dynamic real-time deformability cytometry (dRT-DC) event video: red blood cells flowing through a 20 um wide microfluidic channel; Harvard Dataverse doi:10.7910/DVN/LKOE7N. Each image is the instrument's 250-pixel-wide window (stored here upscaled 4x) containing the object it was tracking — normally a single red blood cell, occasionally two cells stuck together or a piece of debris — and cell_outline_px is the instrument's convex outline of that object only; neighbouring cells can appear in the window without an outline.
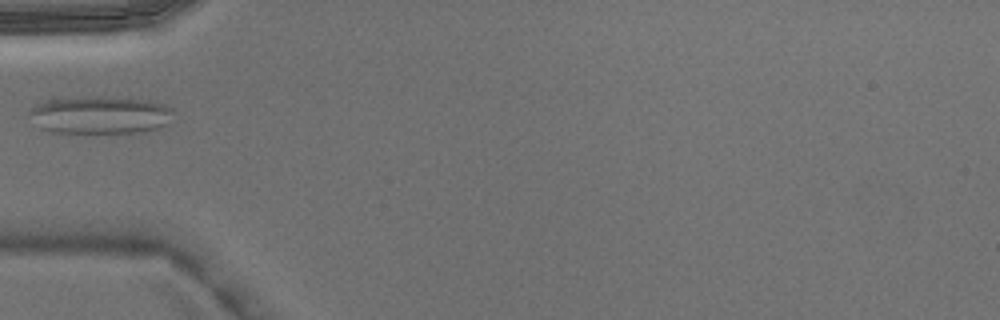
{"species": "Egyptian fruit bat (a non-hibernating species)", "species_latin": "Rousettus aegyptiacus", "temperature_condition": "warm", "stored_images_in_passage": 4, "camera_frame_rate_fps": 3000, "um_per_image_px": 0.085, "animal": {"sex": "male"}, "frame": {"image": 1, "passage_image": 4, "time_ms": 1.0, "image_size_px": [1000, 320], "cell_outline_px": [[176, 112], [168, 124], [156, 128], [140, 132], [52, 132], [40, 128], [28, 112], [28, 108], [52, 96], [100, 96], [152, 100], [164, 104], [172, 108]], "centroid_in_image_um": [8.49, 9.72], "position_along_channel_um": 76.5, "area_um2": 32.43}}